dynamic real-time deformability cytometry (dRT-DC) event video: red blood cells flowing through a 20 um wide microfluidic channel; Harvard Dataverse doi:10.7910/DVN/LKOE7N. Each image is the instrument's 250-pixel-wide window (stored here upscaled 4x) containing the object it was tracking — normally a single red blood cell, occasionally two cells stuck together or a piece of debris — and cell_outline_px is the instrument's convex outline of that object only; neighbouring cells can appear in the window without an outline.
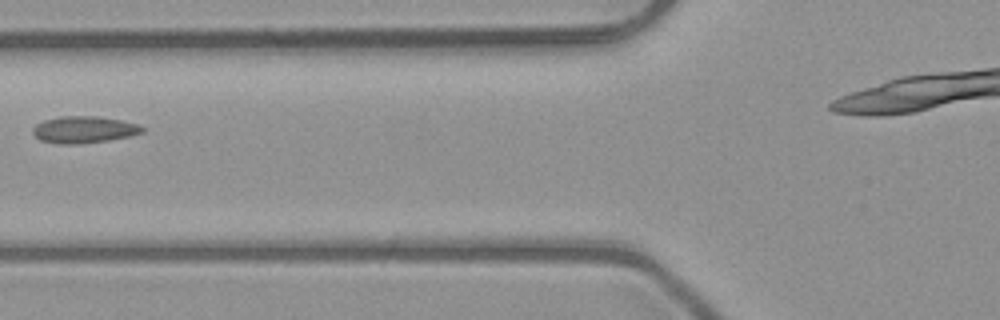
{"species": "common noctule bat (a hibernating species)", "species_latin": "Nyctalus noctula", "temperature_condition": "room temperature", "stored_images_in_passage": 7, "camera_frame_rate_fps": 3000, "um_per_image_px": 0.085, "animal": {"sex": "male", "body_mass_g": 23.1, "forearm_length_mm": 52.7}, "frame": {"image": 1, "passage_image": 4, "time_ms": 1.0, "image_size_px": [1000, 320], "cell_outline_px": [[144, 132], [132, 136], [108, 140], [76, 144], [56, 144], [40, 140], [32, 132], [32, 128], [36, 124], [44, 120], [60, 116], [100, 116], [140, 124], [144, 128]], "centroid_in_image_um": [7.15, 11.01], "position_along_channel_um": 118.7, "area_um2": 17.28}}
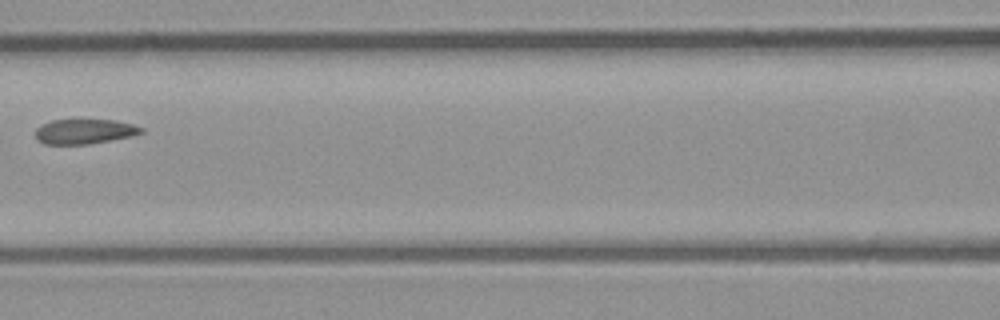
{"frame": {"image": 2, "passage_image": 5, "time_ms": 1.333, "image_size_px": [1000, 320], "cell_outline_px": [[144, 132], [132, 136], [88, 144], [44, 144], [36, 140], [36, 128], [40, 124], [52, 120], [80, 116], [116, 120], [132, 124], [144, 128]], "centroid_in_image_um": [7.16, 11.11], "position_along_channel_um": 159.4, "area_um2": 16.3}}
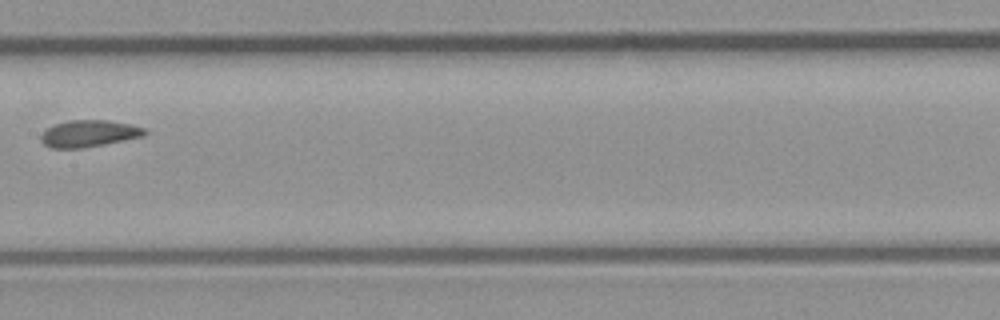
{"frame": {"image": 3, "passage_image": 6, "time_ms": 1.667, "image_size_px": [1000, 320], "cell_outline_px": [[148, 132], [144, 136], [84, 148], [52, 148], [44, 144], [40, 140], [40, 136], [48, 128], [56, 124], [68, 120], [108, 120], [128, 124], [144, 128]], "centroid_in_image_um": [7.56, 11.35], "position_along_channel_um": 199.8, "area_um2": 16.07}}